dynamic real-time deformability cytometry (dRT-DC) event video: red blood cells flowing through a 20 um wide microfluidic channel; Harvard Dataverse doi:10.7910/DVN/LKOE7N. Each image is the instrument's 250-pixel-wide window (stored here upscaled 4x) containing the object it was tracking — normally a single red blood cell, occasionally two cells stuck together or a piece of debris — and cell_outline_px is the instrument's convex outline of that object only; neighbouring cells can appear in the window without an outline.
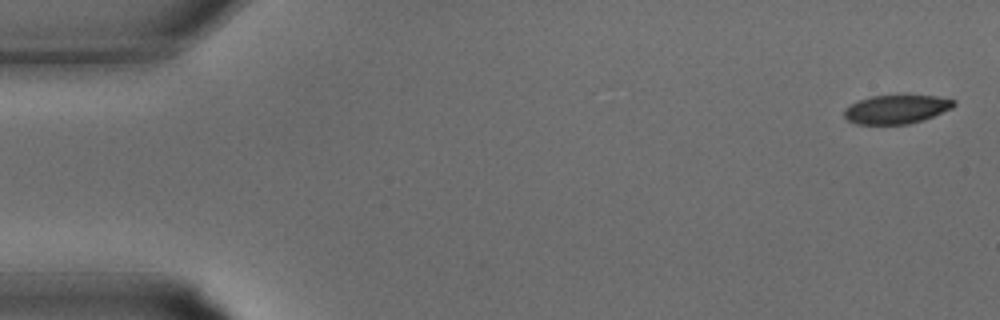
{"species": "common noctule bat (a hibernating species)", "species_latin": "Nyctalus noctula", "temperature_condition": "warm", "stored_images_in_passage": 29, "camera_frame_rate_fps": 3000, "um_per_image_px": 0.085, "animal": {"sex": "male", "body_mass_g": 15.6}, "frame": {"image": 1, "passage_image": 1, "time_ms": 0.0, "image_size_px": [1000, 320], "cell_outline_px": [[956, 104], [952, 108], [924, 120], [908, 124], [856, 124], [848, 120], [844, 116], [844, 108], [860, 100], [872, 96], [936, 96], [956, 100]], "centroid_in_image_um": [76.21, 9.3], "position_along_channel_um": 8.8, "area_um2": 18.21}}
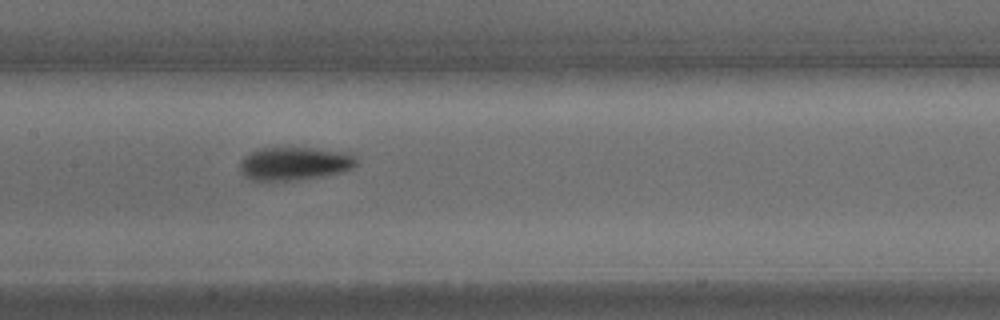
{"frame": {"image": 2, "passage_image": 16, "time_ms": 5.0, "image_size_px": [1000, 320], "cell_outline_px": [[356, 164], [352, 168], [344, 172], [324, 176], [300, 180], [252, 180], [244, 176], [240, 172], [240, 160], [244, 156], [252, 152], [264, 148], [308, 148], [336, 152], [352, 156], [356, 160]], "centroid_in_image_um": [24.97, 13.93], "position_along_channel_um": 182.4, "area_um2": 22.14}}
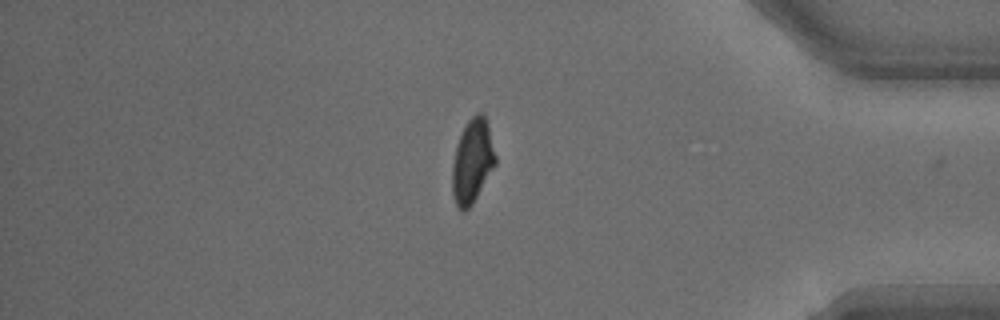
{"frame": {"image": 3, "passage_image": 28, "time_ms": 9.0, "image_size_px": [1000, 320], "cell_outline_px": [[496, 164], [472, 204], [464, 212], [456, 204], [452, 192], [452, 164], [456, 144], [468, 120], [476, 112], [484, 112], [488, 124], [496, 156]], "centroid_in_image_um": [40.15, 13.67], "position_along_channel_um": 395.0, "area_um2": 21.1}}